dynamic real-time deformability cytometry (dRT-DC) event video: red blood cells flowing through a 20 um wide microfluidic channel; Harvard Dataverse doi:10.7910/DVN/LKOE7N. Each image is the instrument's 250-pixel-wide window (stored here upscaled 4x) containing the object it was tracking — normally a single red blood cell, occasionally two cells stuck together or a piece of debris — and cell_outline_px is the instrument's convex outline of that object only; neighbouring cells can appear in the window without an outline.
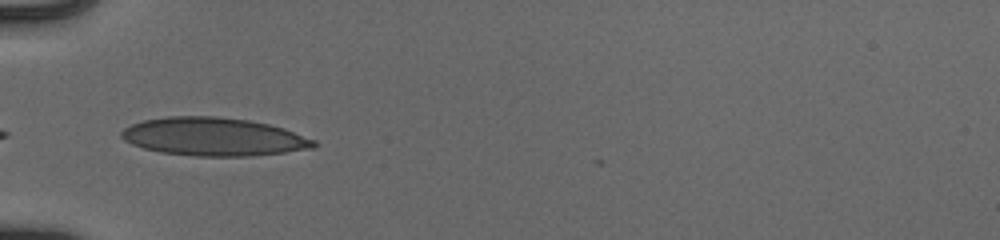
{"species": "human", "species_latin": "Homo sapiens", "temperature_condition": "cold", "stored_images_in_passage": 35, "camera_frame_rate_fps": 3000, "um_per_image_px": 0.085, "donor": {"sex": "male"}, "frame": {"image": 1, "passage_image": 1, "time_ms": 0.0, "image_size_px": [1000, 240], "cell_outline_px": [[316, 148], [252, 156], [196, 156], [160, 152], [144, 148], [132, 144], [124, 140], [120, 136], [120, 132], [124, 128], [132, 124], [144, 120], [168, 116], [216, 116], [248, 120], [268, 124], [284, 128], [316, 140]], "centroid_in_image_um": [18.17, 11.62], "position_along_channel_um": 66.8, "area_um2": 42.89}}
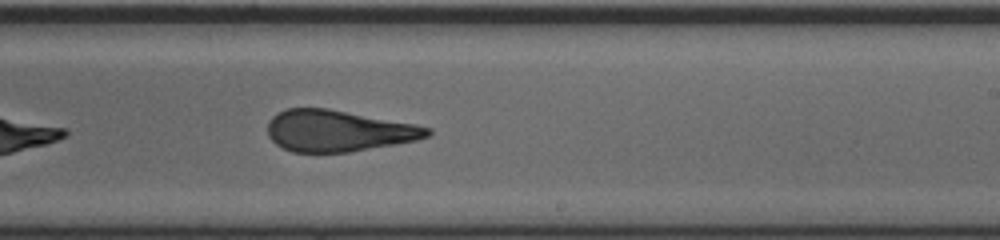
{"frame": {"image": 2, "passage_image": 16, "time_ms": 5.0, "image_size_px": [1000, 240], "cell_outline_px": [[432, 136], [416, 140], [396, 144], [348, 152], [292, 152], [276, 144], [268, 136], [268, 120], [276, 112], [288, 108], [328, 108], [416, 124], [432, 128]], "centroid_in_image_um": [28.76, 11.11], "position_along_channel_um": 260.2, "area_um2": 38.73}}
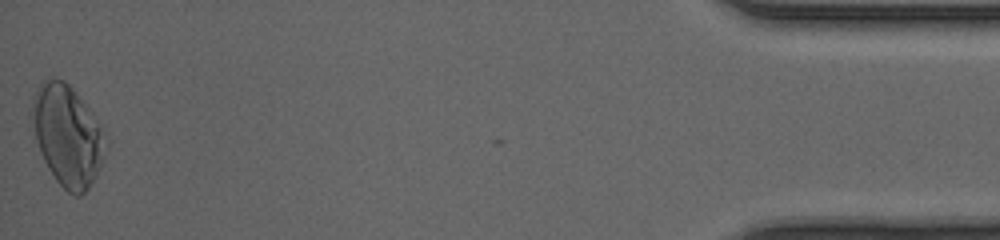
{"frame": {"image": 3, "passage_image": 35, "time_ms": 11.333, "image_size_px": [1000, 240], "cell_outline_px": [[108, 144], [104, 156], [88, 188], [80, 196], [76, 196], [68, 192], [56, 180], [48, 168], [40, 152], [28, 116], [28, 112], [32, 96], [40, 84], [44, 80], [52, 76], [64, 80], [72, 88], [92, 112]], "centroid_in_image_um": [5.66, 11.46], "position_along_channel_um": 429.5, "area_um2": 43.29}, "authors_computed_cell_mechanics": {"area_um2": 39.593, "velocity_mm_per_s": 3.963, "shape_relaxation_time_tau1_ms": null, "shape_relaxation_time_tau2_ms": 1.092, "deformation_change_tau1": null, "deformation_change_tau2": 0.0766}}